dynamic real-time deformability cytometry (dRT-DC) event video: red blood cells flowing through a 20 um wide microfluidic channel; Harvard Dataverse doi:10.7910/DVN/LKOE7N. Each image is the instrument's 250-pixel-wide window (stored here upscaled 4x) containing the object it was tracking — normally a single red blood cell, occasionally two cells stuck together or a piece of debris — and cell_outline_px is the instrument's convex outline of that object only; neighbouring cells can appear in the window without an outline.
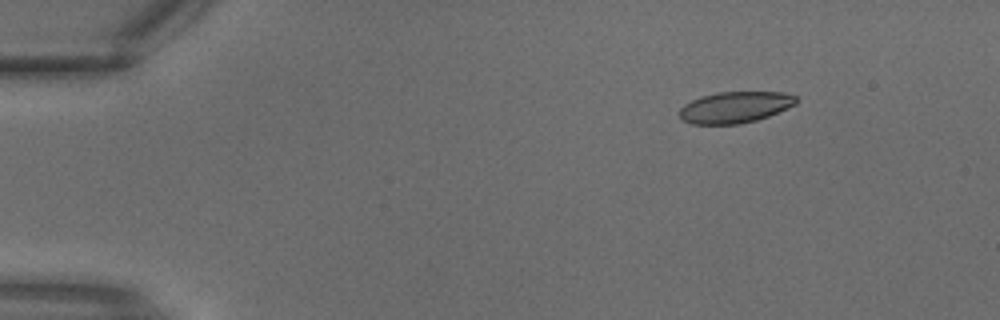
{"species": "common noctule bat (a hibernating species)", "species_latin": "Nyctalus noctula", "temperature_condition": "warm", "stored_images_in_passage": 34, "camera_frame_rate_fps": 3000, "um_per_image_px": 0.085, "animal": {"sex": "male", "body_mass_g": 18.8}, "frame": {"image": 1, "passage_image": 3, "time_ms": 0.667, "image_size_px": [1000, 320], "cell_outline_px": [[796, 104], [768, 116], [756, 120], [740, 124], [692, 124], [680, 120], [680, 108], [684, 104], [700, 96], [716, 92], [784, 92], [796, 96]], "centroid_in_image_um": [62.44, 9.11], "position_along_channel_um": 22.6, "area_um2": 21.33}}
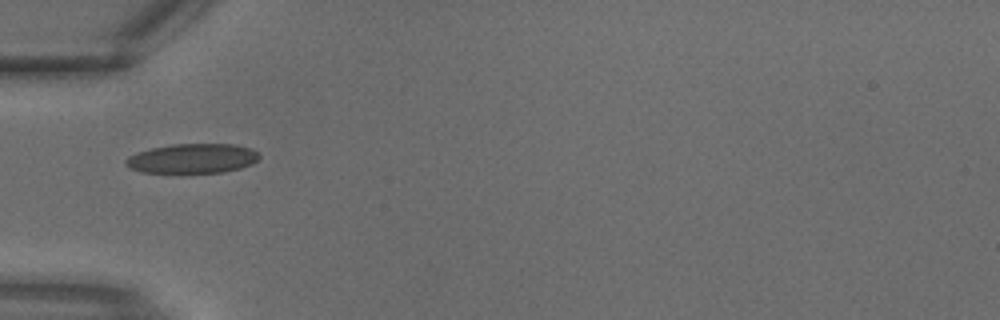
{"frame": {"image": 2, "passage_image": 9, "time_ms": 2.667, "image_size_px": [1000, 320], "cell_outline_px": [[260, 156], [252, 164], [240, 168], [224, 172], [188, 176], [180, 176], [140, 172], [128, 168], [124, 164], [124, 160], [128, 156], [136, 152], [152, 148], [172, 144], [236, 144], [252, 148], [260, 152]], "centroid_in_image_um": [16.31, 13.53], "position_along_channel_um": 68.7, "area_um2": 24.51}}